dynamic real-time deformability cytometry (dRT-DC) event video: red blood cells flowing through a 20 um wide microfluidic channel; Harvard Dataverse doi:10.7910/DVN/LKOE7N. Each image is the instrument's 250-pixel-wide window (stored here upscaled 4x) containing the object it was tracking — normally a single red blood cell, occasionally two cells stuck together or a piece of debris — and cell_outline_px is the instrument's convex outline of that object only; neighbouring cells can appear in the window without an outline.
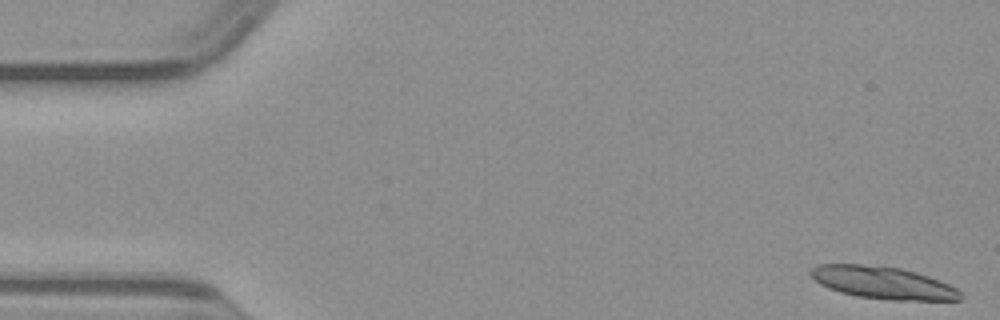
{"species": "common noctule bat (a hibernating species)", "species_latin": "Nyctalus noctula", "temperature_condition": "warm", "stored_images_in_passage": 50, "segment_of_instrument_passage": [1, 2], "camera_frame_rate_fps": 3000, "um_per_image_px": 0.085, "animal": {"sex": "male", "body_mass_g": 23.1, "forearm_length_mm": 52.7}, "frame": {"image": 1, "passage_image": 1, "time_ms": 0.0, "image_size_px": [1000, 320], "cell_outline_px": [[960, 300], [892, 300], [856, 296], [840, 292], [828, 288], [820, 284], [808, 272], [816, 264], [860, 264], [900, 268], [916, 272], [928, 276], [948, 284], [956, 288], [960, 292]], "centroid_in_image_um": [75.01, 24.03], "position_along_channel_um": 10.0, "area_um2": 28.03}}